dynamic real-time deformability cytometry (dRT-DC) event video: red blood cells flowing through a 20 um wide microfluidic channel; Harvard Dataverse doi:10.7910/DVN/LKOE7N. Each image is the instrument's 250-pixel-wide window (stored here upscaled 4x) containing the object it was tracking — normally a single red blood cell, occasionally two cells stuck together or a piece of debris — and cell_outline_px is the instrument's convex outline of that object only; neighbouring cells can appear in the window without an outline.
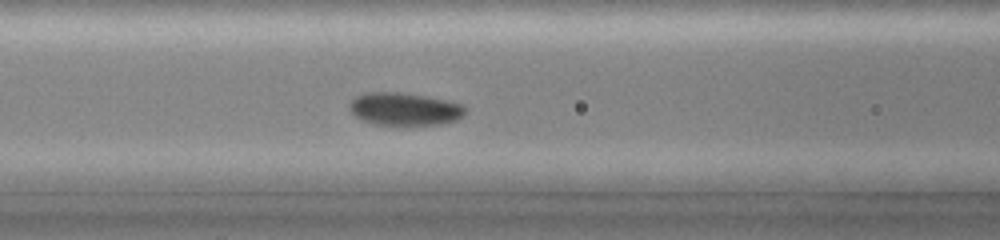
{"species": "common noctule bat (a hibernating species)", "species_latin": "Nyctalus noctula", "temperature_condition": "cold", "stored_images_in_passage": 34, "camera_frame_rate_fps": 3000, "um_per_image_px": 0.085, "animal": {"sex": "female", "body_mass_g": 19.0, "forearm_length_mm": 51.5}, "frame": {"image": 1, "passage_image": 19, "time_ms": 6.0, "image_size_px": [1000, 240], "cell_outline_px": [[468, 108], [456, 120], [440, 124], [376, 124], [364, 120], [356, 116], [348, 108], [348, 104], [356, 96], [364, 92], [400, 92], [428, 96], [448, 100], [464, 104]], "centroid_in_image_um": [34.4, 9.24], "position_along_channel_um": 132.2, "area_um2": 22.02}}